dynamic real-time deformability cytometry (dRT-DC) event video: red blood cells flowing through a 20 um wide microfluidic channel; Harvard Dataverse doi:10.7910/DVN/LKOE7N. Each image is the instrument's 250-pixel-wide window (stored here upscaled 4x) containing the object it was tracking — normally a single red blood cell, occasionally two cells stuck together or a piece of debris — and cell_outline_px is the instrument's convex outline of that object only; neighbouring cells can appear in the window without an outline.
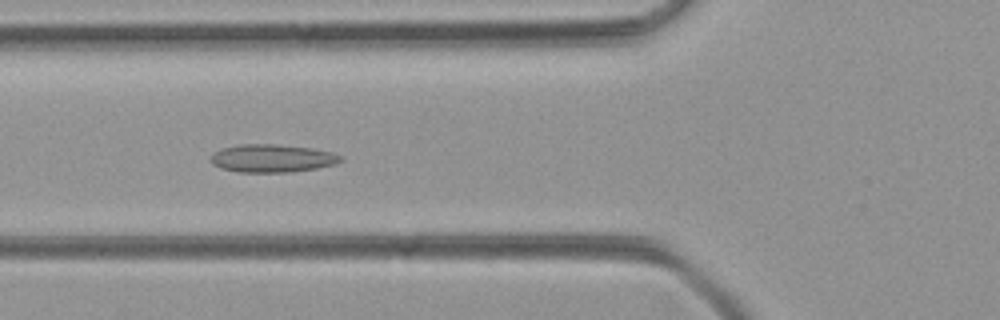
{"species": "common noctule bat (a hibernating species)", "species_latin": "Nyctalus noctula", "temperature_condition": "room temperature", "stored_images_in_passage": 51, "camera_frame_rate_fps": 3000, "um_per_image_px": 0.085, "animal": {"sex": "female", "body_mass_g": 21.9}, "frame": {"image": 1, "passage_image": 19, "time_ms": 6.0, "image_size_px": [1000, 320], "cell_outline_px": [[344, 160], [336, 164], [316, 168], [292, 172], [240, 172], [220, 168], [212, 164], [208, 160], [212, 152], [224, 148], [240, 144], [276, 144], [312, 148], [332, 152], [344, 156]], "centroid_in_image_um": [23.14, 13.45], "position_along_channel_um": 102.7, "area_um2": 21.44}}
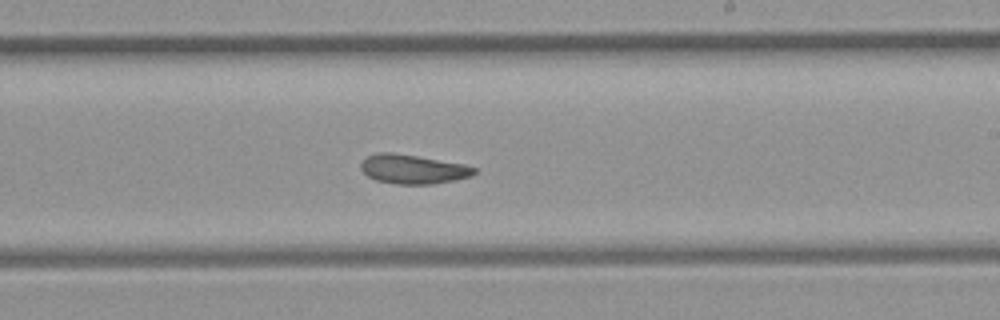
{"frame": {"image": 2, "passage_image": 30, "time_ms": 9.667, "image_size_px": [1000, 320], "cell_outline_px": [[476, 172], [472, 176], [456, 180], [432, 184], [396, 184], [376, 180], [368, 176], [360, 168], [360, 164], [368, 156], [376, 152], [392, 152], [464, 164], [476, 168]], "centroid_in_image_um": [35.1, 14.38], "position_along_channel_um": 253.9, "area_um2": 19.25}}
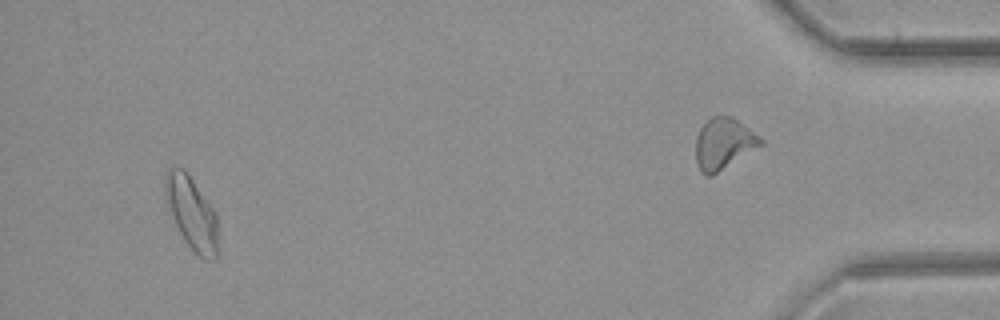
{"frame": {"image": 3, "passage_image": 48, "time_ms": 15.667, "image_size_px": [1000, 320], "cell_outline_px": [[216, 260], [204, 260], [184, 240], [168, 212], [164, 192], [164, 176], [168, 168], [184, 168], [216, 212]], "centroid_in_image_um": [16.24, 18.07], "position_along_channel_um": 419.0, "area_um2": 22.31}}